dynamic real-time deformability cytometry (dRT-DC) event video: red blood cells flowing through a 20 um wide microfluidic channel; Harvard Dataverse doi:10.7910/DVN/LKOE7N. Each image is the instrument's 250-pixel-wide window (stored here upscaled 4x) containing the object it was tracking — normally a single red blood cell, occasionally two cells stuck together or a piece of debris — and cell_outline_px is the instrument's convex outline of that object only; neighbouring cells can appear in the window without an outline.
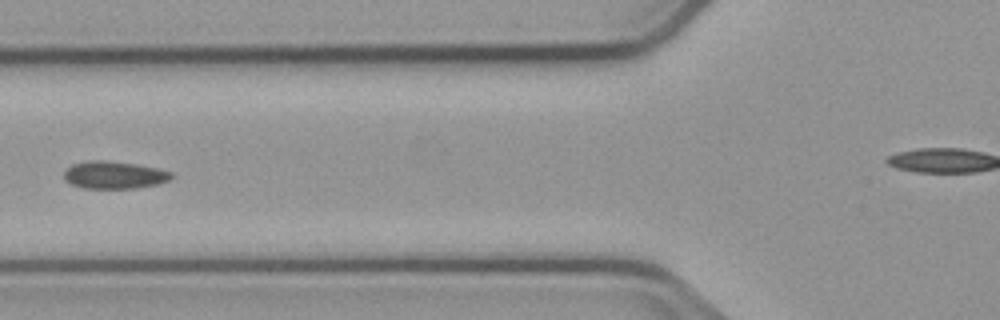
{"species": "common noctule bat (a hibernating species)", "species_latin": "Nyctalus noctula", "temperature_condition": "cold", "stored_images_in_passage": 5, "camera_frame_rate_fps": 3000, "um_per_image_px": 0.085, "animal": {"sex": "male", "body_mass_g": 23.1, "forearm_length_mm": 52.7}, "frame": {"image": 1, "passage_image": 5, "time_ms": 4.667, "image_size_px": [1000, 320], "cell_outline_px": [[172, 176], [168, 180], [156, 184], [136, 188], [84, 188], [72, 184], [64, 180], [64, 172], [72, 164], [88, 160], [104, 160], [136, 164], [156, 168], [172, 172]], "centroid_in_image_um": [9.67, 14.87], "position_along_channel_um": 116.1, "area_um2": 17.05}}